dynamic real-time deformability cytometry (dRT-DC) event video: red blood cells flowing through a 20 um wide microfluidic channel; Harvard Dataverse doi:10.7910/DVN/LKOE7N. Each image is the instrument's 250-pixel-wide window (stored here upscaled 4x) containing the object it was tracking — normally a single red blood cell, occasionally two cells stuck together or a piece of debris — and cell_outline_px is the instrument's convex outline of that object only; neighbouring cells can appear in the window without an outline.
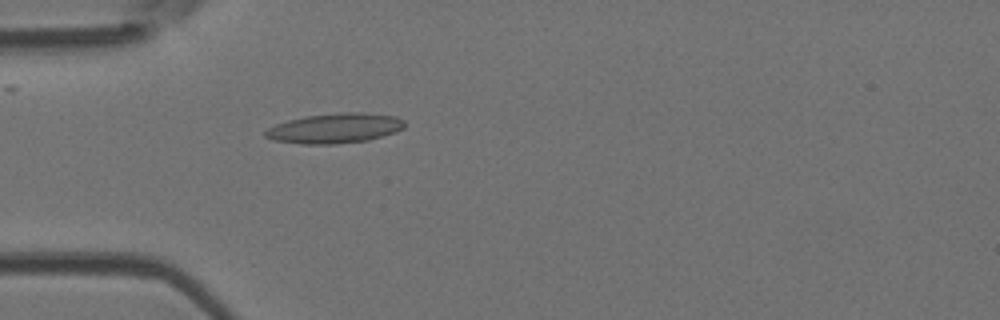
{"species": "Egyptian fruit bat (a non-hibernating species)", "species_latin": "Rousettus aegyptiacus", "temperature_condition": "room temperature", "stored_images_in_passage": 51, "camera_frame_rate_fps": 3000, "um_per_image_px": 0.085, "animal": {"sex": "female"}, "frame": {"image": 1, "passage_image": 15, "time_ms": 4.667, "image_size_px": [1000, 320], "cell_outline_px": [[404, 128], [396, 132], [368, 140], [336, 144], [300, 144], [272, 140], [264, 136], [264, 132], [268, 128], [276, 124], [288, 120], [304, 116], [340, 112], [364, 112], [396, 116], [404, 120]], "centroid_in_image_um": [28.46, 10.9], "position_along_channel_um": 56.5, "area_um2": 24.51}}
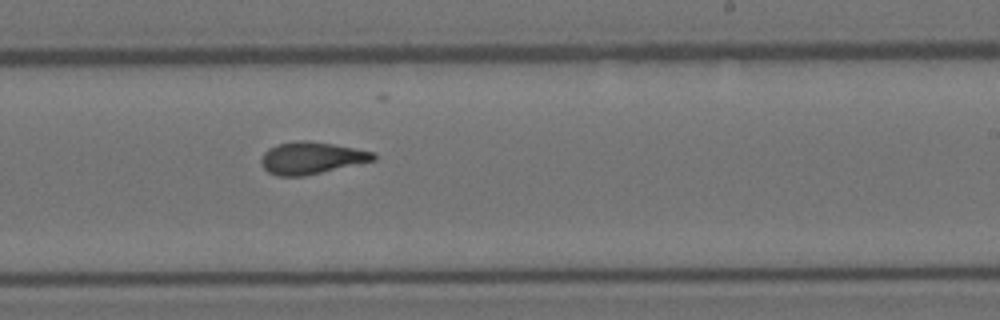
{"frame": {"image": 2, "passage_image": 31, "time_ms": 10.0, "image_size_px": [1000, 320], "cell_outline_px": [[376, 160], [304, 176], [276, 176], [268, 172], [264, 168], [260, 160], [264, 152], [268, 148], [276, 144], [300, 140], [304, 140], [332, 144], [376, 152]], "centroid_in_image_um": [26.46, 13.43], "position_along_channel_um": 262.5, "area_um2": 20.98}}
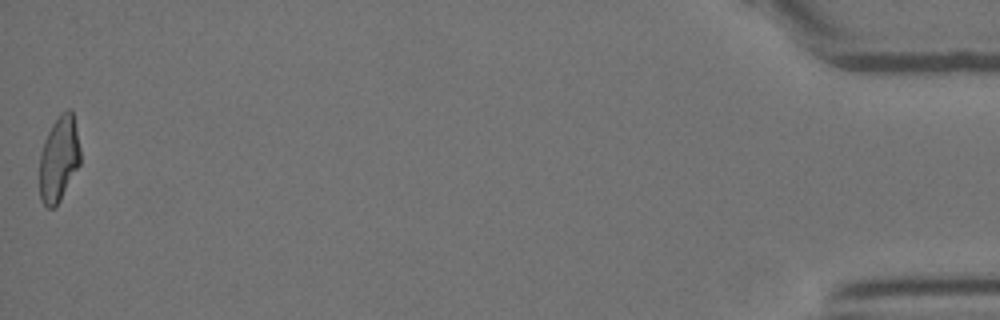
{"frame": {"image": 3, "passage_image": 51, "time_ms": 16.667, "image_size_px": [1000, 320], "cell_outline_px": [[80, 164], [60, 200], [52, 208], [48, 208], [40, 200], [40, 152], [44, 140], [52, 124], [60, 112], [68, 108], [72, 108], [80, 148]], "centroid_in_image_um": [5.01, 13.46], "position_along_channel_um": 430.2, "area_um2": 20.35}, "authors_computed_cell_mechanics": {"area_um2": 20.9814, "velocity_mm_per_s": 3.9656, "shape_relaxation_time_tau1_ms": 10.5875, "shape_relaxation_time_tau2_ms": 1.926, "deformation_change_tau1": 0.2824, "deformation_change_tau2": 0.0958}}